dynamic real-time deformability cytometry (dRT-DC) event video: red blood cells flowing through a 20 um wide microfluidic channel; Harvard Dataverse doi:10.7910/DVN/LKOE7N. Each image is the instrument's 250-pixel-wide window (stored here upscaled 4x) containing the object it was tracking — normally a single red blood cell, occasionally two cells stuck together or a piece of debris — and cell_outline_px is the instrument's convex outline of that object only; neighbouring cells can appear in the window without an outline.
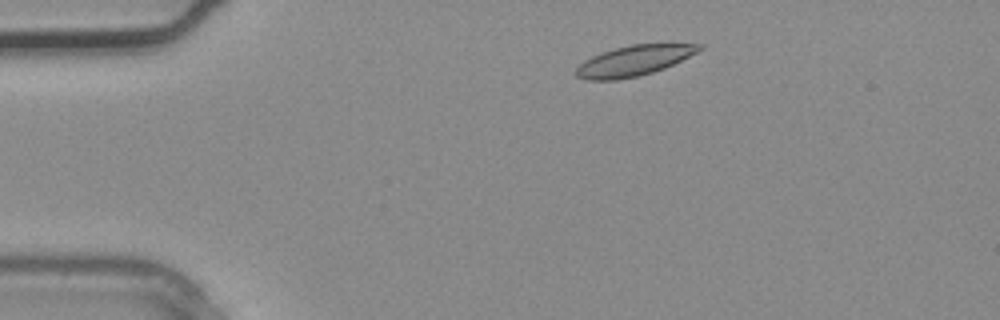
{"species": "common noctule bat (a hibernating species)", "species_latin": "Nyctalus noctula", "temperature_condition": "warm", "stored_images_in_passage": 3, "camera_frame_rate_fps": 3000, "um_per_image_px": 0.085, "animal": {"sex": "male", "body_mass_g": 20.4}, "frame": {"image": 1, "passage_image": 1, "time_ms": 0.0, "image_size_px": [1000, 320], "cell_outline_px": [[704, 48], [664, 68], [640, 76], [616, 80], [584, 80], [576, 76], [576, 68], [584, 60], [592, 56], [616, 48], [632, 44], [704, 44]], "centroid_in_image_um": [53.85, 5.17], "position_along_channel_um": 31.2, "area_um2": 21.5}}
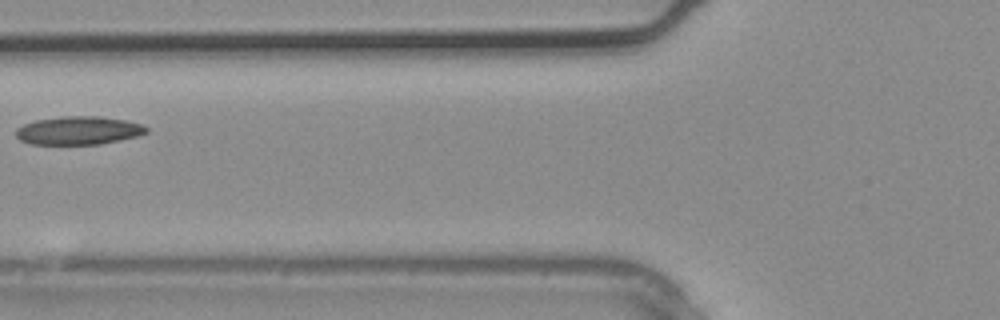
{"frame": {"image": 2, "passage_image": 3, "time_ms": 0.667, "image_size_px": [1000, 320], "cell_outline_px": [[148, 132], [136, 136], [100, 144], [32, 144], [20, 140], [16, 136], [16, 128], [24, 124], [36, 120], [60, 116], [100, 116], [124, 120], [140, 124], [148, 128]], "centroid_in_image_um": [6.65, 11.08], "position_along_channel_um": 119.2, "area_um2": 21.39}}